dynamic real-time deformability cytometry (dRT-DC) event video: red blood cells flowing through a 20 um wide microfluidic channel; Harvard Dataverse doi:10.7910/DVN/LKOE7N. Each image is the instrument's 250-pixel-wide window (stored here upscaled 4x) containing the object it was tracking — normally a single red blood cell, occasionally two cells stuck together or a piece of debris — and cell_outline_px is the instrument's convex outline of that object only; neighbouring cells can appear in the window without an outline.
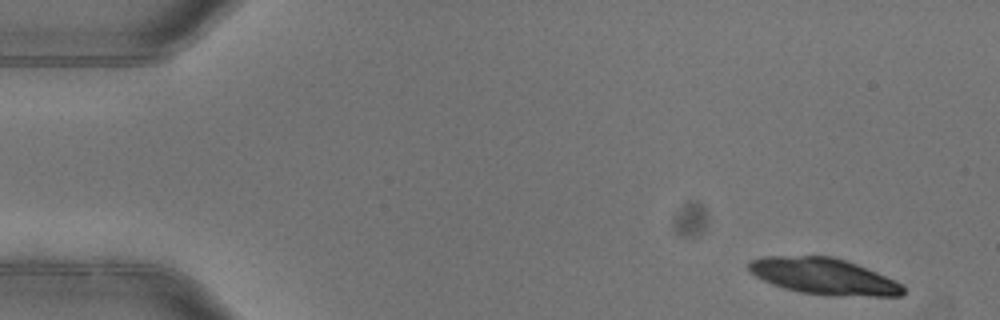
{"species": "common noctule bat (a hibernating species)", "species_latin": "Nyctalus noctula", "temperature_condition": "warm", "stored_images_in_passage": 4, "camera_frame_rate_fps": 3000, "um_per_image_px": 0.085, "animal": {"sex": "female"}, "frame": {"image": 1, "passage_image": 1, "time_ms": 0.0, "image_size_px": [1000, 320], "cell_outline_px": [[904, 292], [900, 296], [832, 296], [800, 292], [784, 288], [772, 284], [756, 276], [748, 268], [748, 264], [752, 260], [764, 256], [832, 256], [856, 264], [876, 272], [900, 284], [904, 288]], "centroid_in_image_um": [70.0, 23.49], "position_along_channel_um": 15.0, "area_um2": 32.31}}